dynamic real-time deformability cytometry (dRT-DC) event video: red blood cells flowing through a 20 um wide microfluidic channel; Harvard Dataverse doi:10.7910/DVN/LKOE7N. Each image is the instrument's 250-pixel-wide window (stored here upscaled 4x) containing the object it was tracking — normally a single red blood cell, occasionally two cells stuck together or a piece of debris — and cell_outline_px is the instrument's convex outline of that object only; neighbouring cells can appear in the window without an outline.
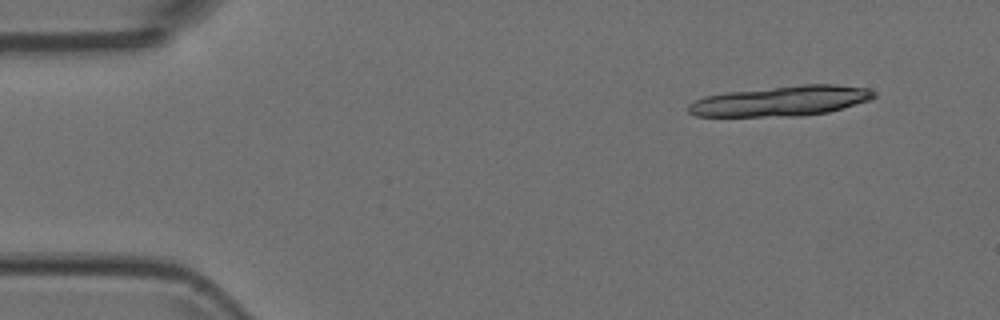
{"species": "Egyptian fruit bat (a non-hibernating species)", "species_latin": "Rousettus aegyptiacus", "temperature_condition": "room temperature", "stored_images_in_passage": 4, "camera_frame_rate_fps": 3000, "um_per_image_px": 0.085, "animal": {"sex": "female"}, "frame": {"image": 1, "passage_image": 2, "time_ms": 0.333, "image_size_px": [1000, 320], "cell_outline_px": [[876, 96], [872, 100], [828, 112], [800, 116], [696, 116], [688, 112], [688, 104], [704, 96], [724, 92], [804, 84], [836, 84], [868, 88], [876, 92]], "centroid_in_image_um": [66.43, 8.57], "position_along_channel_um": 18.6, "area_um2": 32.83}}